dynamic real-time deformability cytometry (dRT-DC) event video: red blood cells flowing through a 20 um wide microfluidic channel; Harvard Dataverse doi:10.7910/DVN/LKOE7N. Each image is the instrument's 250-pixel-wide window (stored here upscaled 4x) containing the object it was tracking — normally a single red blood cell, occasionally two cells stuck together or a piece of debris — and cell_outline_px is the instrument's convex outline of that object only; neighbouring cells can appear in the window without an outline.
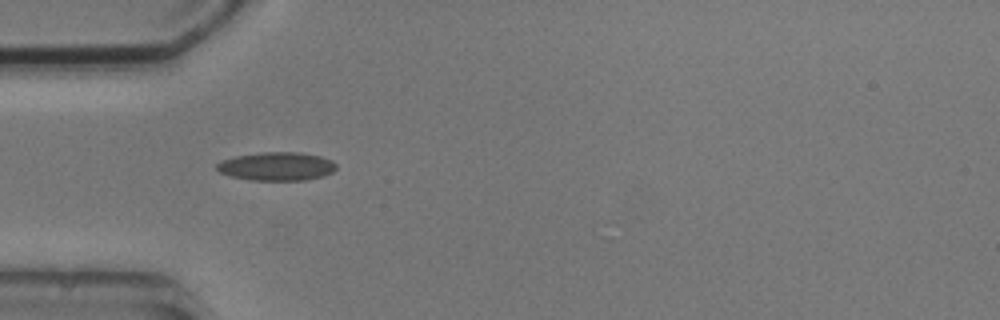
{"species": "common noctule bat (a hibernating species)", "species_latin": "Nyctalus noctula", "temperature_condition": "cold", "stored_images_in_passage": 2, "camera_frame_rate_fps": 3000, "um_per_image_px": 0.085, "animal": {"sex": "male", "body_mass_g": 20.5, "forearm_length_mm": 52.5}, "frame": {"image": 1, "passage_image": 1, "time_ms": 0.0, "image_size_px": [1000, 320], "cell_outline_px": [[336, 168], [332, 172], [324, 176], [304, 180], [252, 180], [232, 176], [220, 172], [216, 168], [216, 164], [224, 160], [236, 156], [260, 152], [300, 152], [320, 156], [332, 160], [336, 164]], "centroid_in_image_um": [23.55, 14.13], "position_along_channel_um": 61.4, "area_um2": 19.71}}